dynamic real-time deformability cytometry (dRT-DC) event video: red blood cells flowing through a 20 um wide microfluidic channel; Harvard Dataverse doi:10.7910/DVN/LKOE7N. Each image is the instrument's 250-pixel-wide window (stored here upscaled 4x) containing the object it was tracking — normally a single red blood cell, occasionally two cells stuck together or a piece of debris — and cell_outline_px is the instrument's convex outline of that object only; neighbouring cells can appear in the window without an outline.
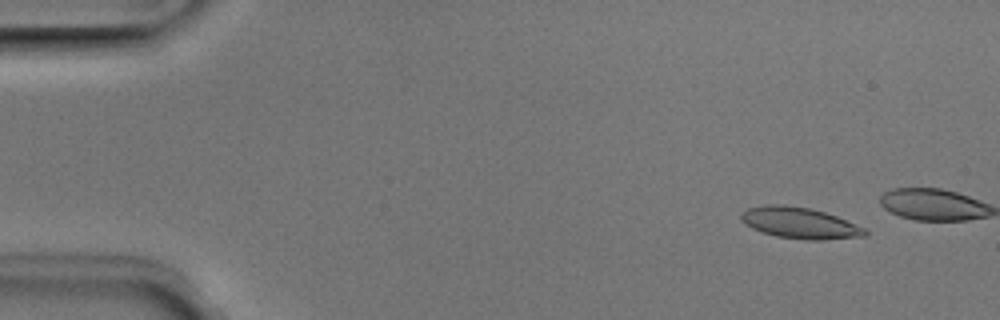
{"species": "Egyptian fruit bat (a non-hibernating species)", "species_latin": "Rousettus aegyptiacus", "temperature_condition": "room temperature", "stored_images_in_passage": 4, "camera_frame_rate_fps": 3000, "um_per_image_px": 0.085, "animal": {"sex": "male"}, "frame": {"image": 1, "passage_image": 1, "time_ms": 0.0, "image_size_px": [1000, 320], "cell_outline_px": [[868, 236], [824, 240], [804, 240], [776, 236], [760, 232], [752, 228], [740, 220], [740, 216], [748, 208], [768, 204], [784, 204], [808, 208], [824, 212], [836, 216], [864, 228], [868, 232]], "centroid_in_image_um": [67.97, 18.96], "position_along_channel_um": 17.0, "area_um2": 22.54}}